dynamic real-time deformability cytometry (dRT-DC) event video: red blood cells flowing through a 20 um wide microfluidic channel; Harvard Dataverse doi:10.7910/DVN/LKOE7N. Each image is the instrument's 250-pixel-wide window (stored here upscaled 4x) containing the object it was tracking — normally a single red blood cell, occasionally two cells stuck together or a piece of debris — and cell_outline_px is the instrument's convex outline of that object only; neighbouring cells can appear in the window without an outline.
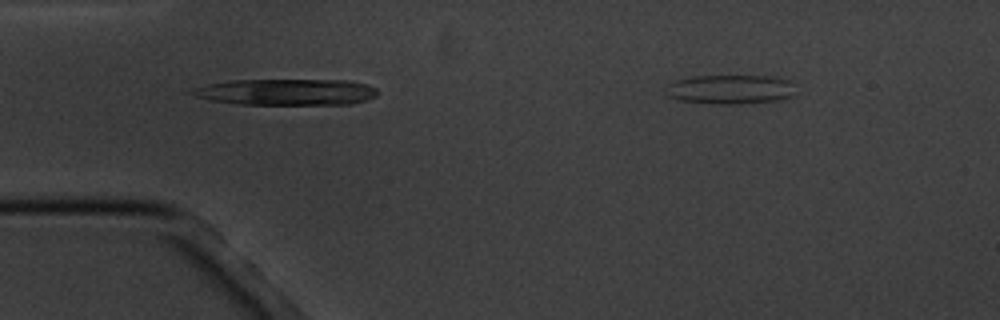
{"species": "common noctule bat (a hibernating species)", "species_latin": "Nyctalus noctula", "temperature_condition": "cold", "stored_images_in_passage": 5, "segment_of_instrument_passage": [1, 2], "camera_frame_rate_fps": 3000, "um_per_image_px": 0.085, "animal": {"sex": "male", "body_mass_g": 20.1, "forearm_length_mm": 53.5}, "frame": {"image": 1, "passage_image": 3, "time_ms": 2.333, "image_size_px": [1000, 320], "cell_outline_px": [[380, 92], [376, 96], [368, 100], [352, 104], [240, 104], [212, 100], [196, 96], [188, 92], [192, 88], [208, 84], [232, 80], [348, 80], [368, 84], [376, 88]], "centroid_in_image_um": [24.4, 7.81], "position_along_channel_um": 60.6, "area_um2": 28.5}}
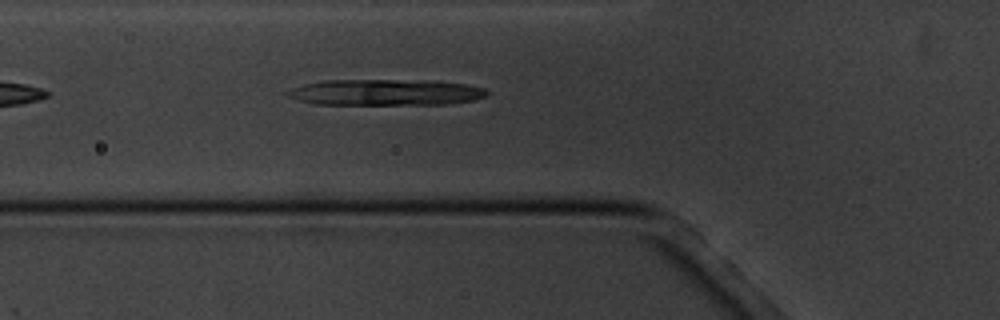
{"frame": {"image": 2, "passage_image": 4, "time_ms": 3.333, "image_size_px": [1000, 320], "cell_outline_px": [[488, 92], [484, 96], [472, 100], [448, 104], [316, 104], [296, 100], [288, 96], [284, 92], [292, 88], [304, 84], [324, 80], [436, 80], [468, 84], [484, 88]], "centroid_in_image_um": [32.76, 7.84], "position_along_channel_um": 93.0, "area_um2": 30.46}}